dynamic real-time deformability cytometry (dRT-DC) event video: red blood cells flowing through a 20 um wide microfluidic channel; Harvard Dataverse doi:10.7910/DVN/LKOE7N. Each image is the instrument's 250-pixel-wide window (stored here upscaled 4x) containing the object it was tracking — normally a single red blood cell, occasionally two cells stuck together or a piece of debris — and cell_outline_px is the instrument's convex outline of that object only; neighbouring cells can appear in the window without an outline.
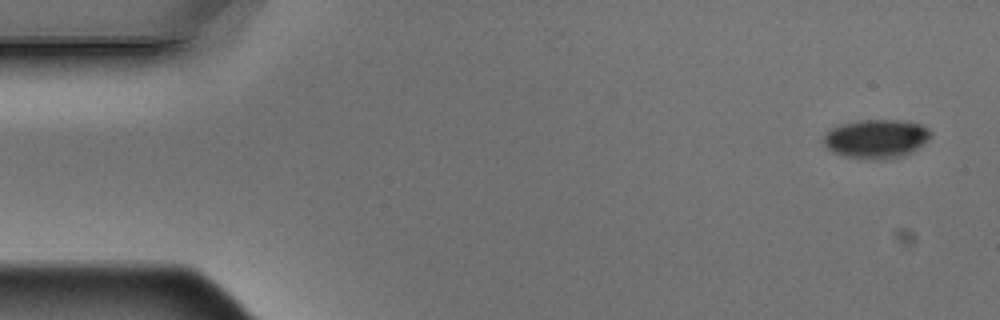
{"species": "Egyptian fruit bat (a non-hibernating species)", "species_latin": "Rousettus aegyptiacus", "temperature_condition": "warm", "stored_images_in_passage": 6, "camera_frame_rate_fps": 3000, "um_per_image_px": 0.085, "animal": {"sex": "male"}, "frame": {"image": 1, "passage_image": 1, "time_ms": 0.0, "image_size_px": [1000, 320], "cell_outline_px": [[932, 136], [924, 144], [912, 152], [900, 156], [884, 160], [844, 156], [832, 152], [824, 144], [824, 132], [828, 128], [840, 124], [860, 120], [908, 120], [920, 124], [928, 128], [932, 132]], "centroid_in_image_um": [74.49, 11.78], "position_along_channel_um": 10.5, "area_um2": 24.57}}
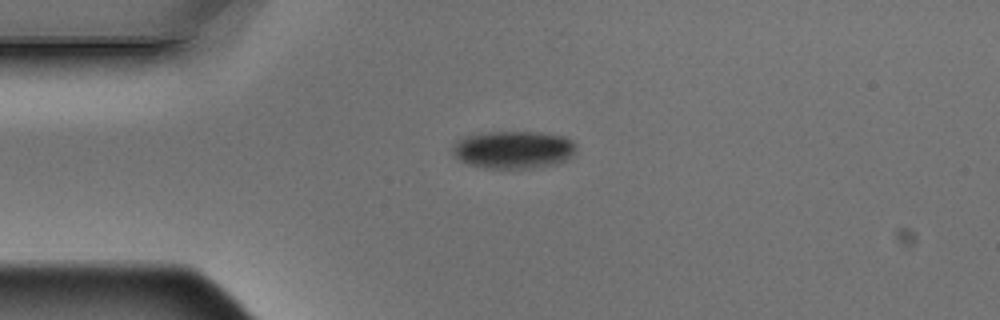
{"frame": {"image": 2, "passage_image": 4, "time_ms": 1.0, "image_size_px": [1000, 320], "cell_outline_px": [[576, 148], [572, 156], [556, 164], [532, 168], [484, 168], [468, 164], [460, 160], [452, 152], [452, 148], [460, 140], [468, 136], [488, 132], [540, 132], [564, 136], [572, 140], [576, 144]], "centroid_in_image_um": [43.69, 12.73], "position_along_channel_um": 41.3, "area_um2": 26.93}}
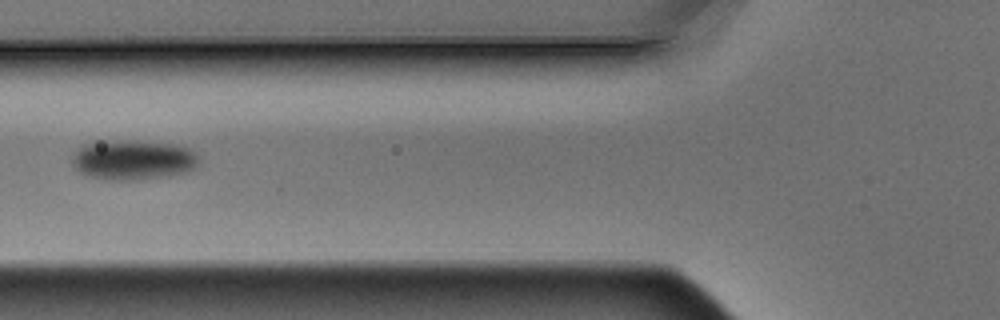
{"frame": {"image": 3, "passage_image": 6, "time_ms": 1.667, "image_size_px": [1000, 320], "cell_outline_px": [[196, 168], [184, 172], [168, 176], [136, 180], [108, 180], [84, 176], [72, 164], [72, 156], [84, 144], [96, 140], [136, 140], [172, 144], [188, 148], [196, 156]], "centroid_in_image_um": [11.23, 13.58], "position_along_channel_um": 114.6, "area_um2": 29.65}}